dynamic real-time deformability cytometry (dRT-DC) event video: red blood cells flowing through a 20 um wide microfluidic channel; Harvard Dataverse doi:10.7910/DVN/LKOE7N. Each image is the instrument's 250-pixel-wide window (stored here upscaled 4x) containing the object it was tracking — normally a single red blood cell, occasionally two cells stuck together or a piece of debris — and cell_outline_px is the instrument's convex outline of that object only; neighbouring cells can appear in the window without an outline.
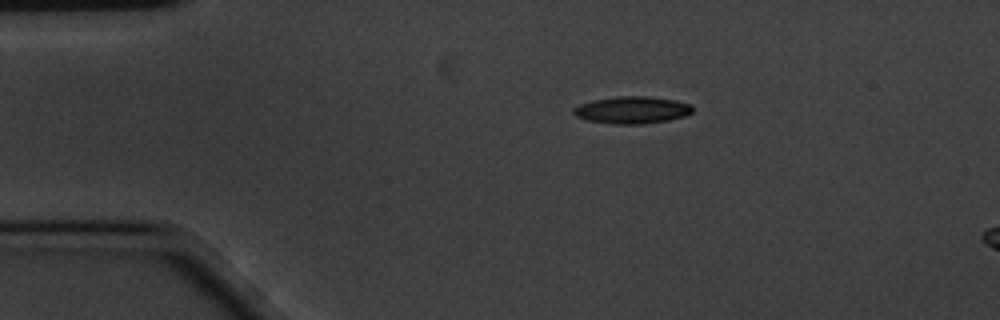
{"species": "common noctule bat (a hibernating species)", "species_latin": "Nyctalus noctula", "temperature_condition": "cold", "stored_images_in_passage": 9, "camera_frame_rate_fps": 3000, "um_per_image_px": 0.085, "animal": {"sex": "male", "body_mass_g": 20.1, "forearm_length_mm": 53.5}, "frame": {"image": 1, "passage_image": 1, "time_ms": 0.0, "image_size_px": [1000, 320], "cell_outline_px": [[692, 112], [684, 116], [668, 120], [640, 124], [612, 124], [588, 120], [576, 116], [572, 112], [572, 108], [580, 104], [592, 100], [616, 96], [648, 96], [676, 100], [692, 104]], "centroid_in_image_um": [53.71, 9.34], "position_along_channel_um": 31.3, "area_um2": 18.9}}
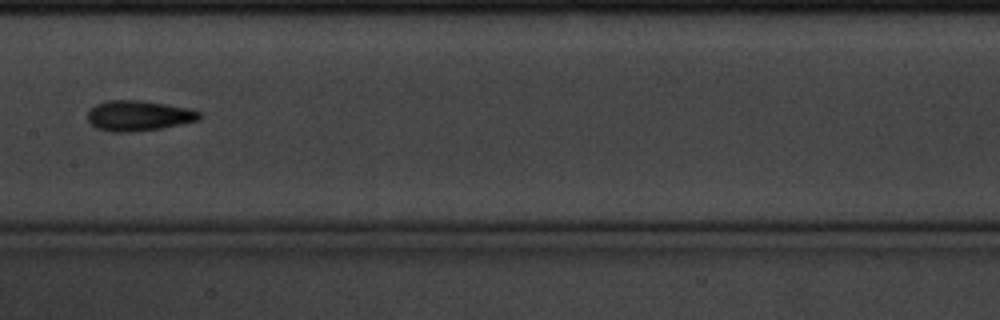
{"frame": {"image": 2, "passage_image": 6, "time_ms": 1.667, "image_size_px": [1000, 320], "cell_outline_px": [[200, 120], [160, 128], [132, 132], [112, 132], [96, 128], [88, 124], [88, 112], [96, 104], [108, 100], [144, 100], [168, 104], [188, 108], [200, 112]], "centroid_in_image_um": [11.76, 9.83], "position_along_channel_um": 195.6, "area_um2": 19.88}}
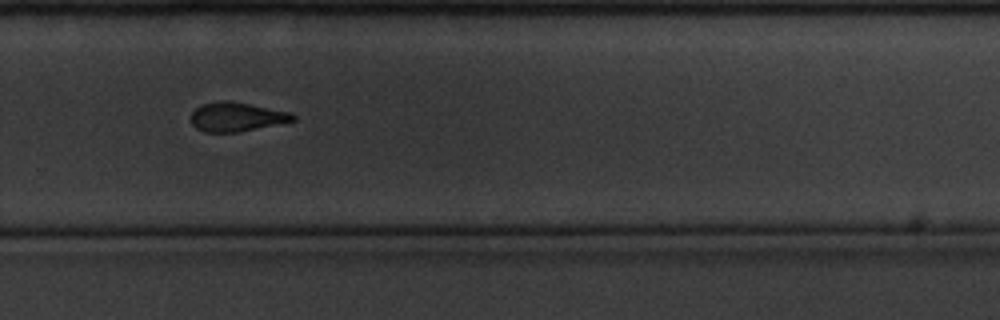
{"frame": {"image": 3, "passage_image": 9, "time_ms": 2.667, "image_size_px": [1000, 320], "cell_outline_px": [[296, 120], [240, 132], [204, 132], [196, 128], [192, 124], [192, 112], [196, 108], [204, 104], [216, 100], [228, 100], [288, 112], [296, 116]], "centroid_in_image_um": [20.08, 9.94], "position_along_channel_um": 309.7, "area_um2": 17.11}}